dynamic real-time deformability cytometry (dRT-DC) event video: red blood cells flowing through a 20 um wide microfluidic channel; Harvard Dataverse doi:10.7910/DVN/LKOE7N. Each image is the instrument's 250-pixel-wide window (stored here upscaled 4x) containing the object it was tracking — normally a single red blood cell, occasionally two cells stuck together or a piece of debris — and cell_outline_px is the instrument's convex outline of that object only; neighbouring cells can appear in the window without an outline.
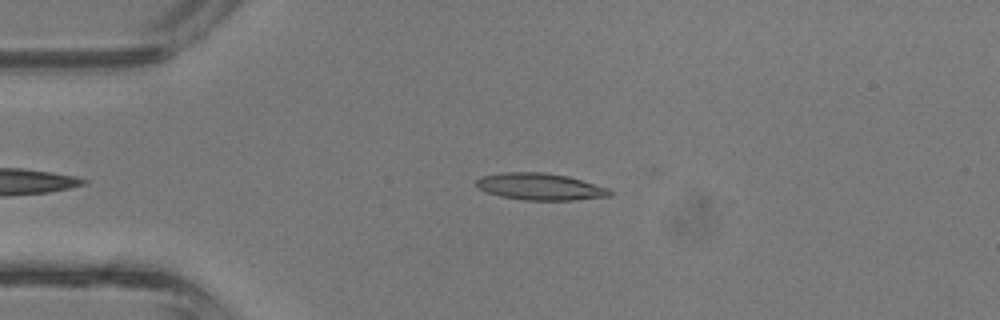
{"species": "common noctule bat (a hibernating species)", "species_latin": "Nyctalus noctula", "temperature_condition": "room temperature", "stored_images_in_passage": 20, "camera_frame_rate_fps": 3000, "um_per_image_px": 0.085, "animal": {"sex": "male", "body_mass_g": 13.3}, "frame": {"image": 1, "passage_image": 9, "time_ms": 2.667, "image_size_px": [1000, 320], "cell_outline_px": [[612, 196], [576, 200], [524, 200], [500, 196], [476, 188], [476, 180], [480, 176], [500, 172], [540, 172], [568, 176], [612, 188]], "centroid_in_image_um": [45.94, 15.86], "position_along_channel_um": 39.1, "area_um2": 21.21}}
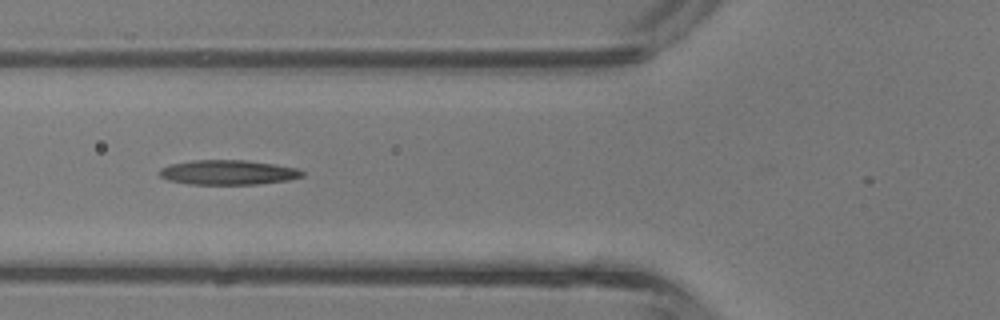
{"frame": {"image": 2, "passage_image": 15, "time_ms": 4.667, "image_size_px": [1000, 320], "cell_outline_px": [[304, 176], [288, 180], [256, 184], [188, 184], [168, 180], [160, 176], [160, 168], [168, 164], [192, 160], [244, 160], [272, 164], [296, 168], [304, 172]], "centroid_in_image_um": [19.35, 14.65], "position_along_channel_um": 106.5, "area_um2": 20.46}}
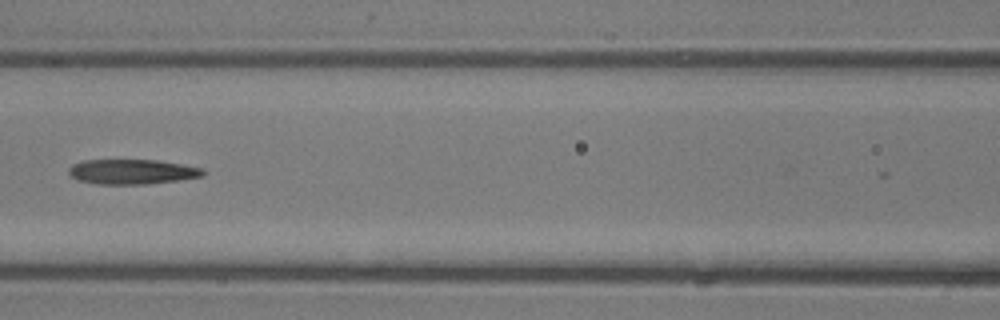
{"frame": {"image": 3, "passage_image": 18, "time_ms": 5.667, "image_size_px": [1000, 320], "cell_outline_px": [[204, 176], [176, 180], [144, 184], [96, 184], [80, 180], [72, 176], [68, 172], [68, 168], [72, 164], [84, 160], [156, 160], [184, 164], [204, 168]], "centroid_in_image_um": [11.24, 14.59], "position_along_channel_um": 155.4, "area_um2": 19.42}}